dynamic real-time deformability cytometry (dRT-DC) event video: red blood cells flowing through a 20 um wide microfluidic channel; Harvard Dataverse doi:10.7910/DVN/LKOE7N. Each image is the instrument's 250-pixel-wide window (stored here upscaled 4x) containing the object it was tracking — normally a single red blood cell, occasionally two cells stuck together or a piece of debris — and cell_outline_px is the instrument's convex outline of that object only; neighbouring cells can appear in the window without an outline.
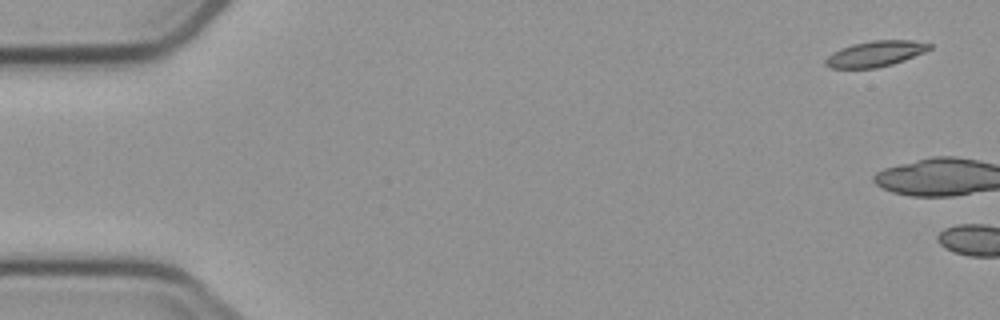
{"species": "common noctule bat (a hibernating species)", "species_latin": "Nyctalus noctula", "temperature_condition": "cold", "stored_images_in_passage": 2, "camera_frame_rate_fps": 3000, "um_per_image_px": 0.085, "animal": {"sex": "male", "body_mass_g": 23.1, "forearm_length_mm": 52.7}, "frame": {"image": 1, "passage_image": 1, "time_ms": 0.0, "image_size_px": [1000, 320], "cell_outline_px": [[932, 48], [924, 52], [904, 60], [892, 64], [876, 68], [832, 68], [824, 64], [824, 60], [832, 52], [840, 48], [852, 44], [872, 40], [912, 40], [932, 44]], "centroid_in_image_um": [74.39, 4.56], "position_along_channel_um": 10.6, "area_um2": 15.61}}